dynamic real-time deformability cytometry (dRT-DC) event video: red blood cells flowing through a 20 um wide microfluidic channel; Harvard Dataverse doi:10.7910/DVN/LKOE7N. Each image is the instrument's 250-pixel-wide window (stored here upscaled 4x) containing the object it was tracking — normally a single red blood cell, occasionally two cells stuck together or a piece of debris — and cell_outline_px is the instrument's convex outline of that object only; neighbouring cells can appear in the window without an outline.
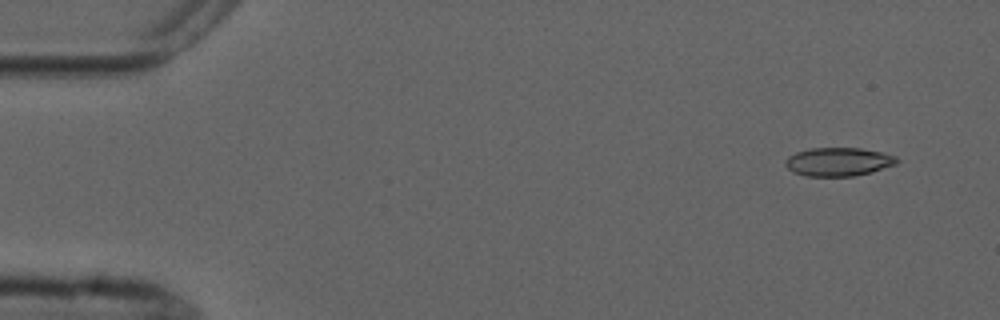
{"species": "common noctule bat (a hibernating species)", "species_latin": "Nyctalus noctula", "temperature_condition": "cold", "stored_images_in_passage": 5, "camera_frame_rate_fps": 3000, "um_per_image_px": 0.085, "animal": {"sex": "male", "forearm_length_mm": 52.5}, "frame": {"image": 1, "passage_image": 1, "time_ms": 0.0, "image_size_px": [1000, 320], "cell_outline_px": [[900, 160], [896, 164], [872, 172], [852, 176], [804, 176], [792, 172], [784, 164], [784, 160], [788, 156], [796, 152], [812, 148], [860, 148], [884, 152], [896, 156]], "centroid_in_image_um": [71.26, 13.75], "position_along_channel_um": 13.7, "area_um2": 18.73}}
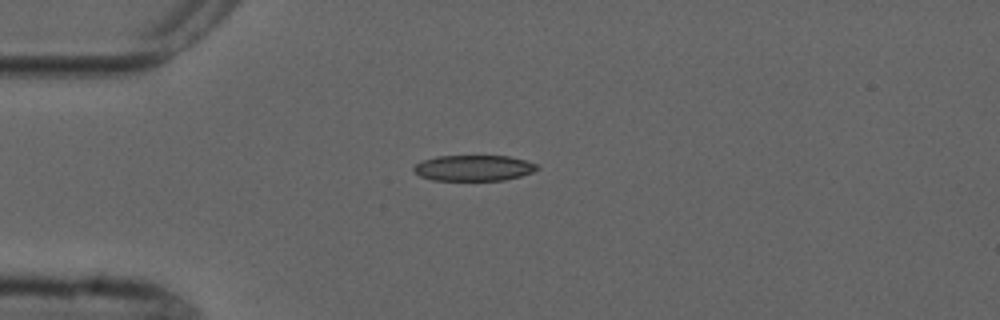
{"frame": {"image": 2, "passage_image": 4, "time_ms": 3.333, "image_size_px": [1000, 320], "cell_outline_px": [[540, 168], [532, 172], [520, 176], [504, 180], [432, 180], [420, 176], [412, 172], [412, 168], [416, 164], [424, 160], [436, 156], [508, 156], [524, 160], [536, 164]], "centroid_in_image_um": [40.23, 14.28], "position_along_channel_um": 44.8, "area_um2": 18.5}}
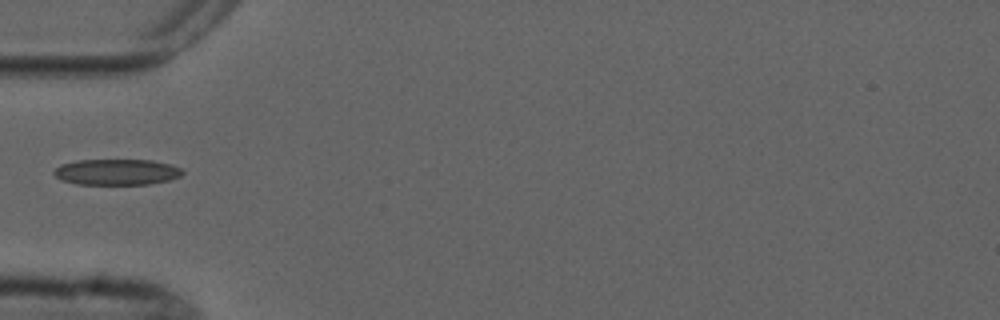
{"frame": {"image": 3, "passage_image": 5, "time_ms": 4.667, "image_size_px": [1000, 320], "cell_outline_px": [[184, 172], [180, 176], [168, 180], [148, 184], [76, 184], [64, 180], [56, 176], [52, 172], [60, 164], [76, 160], [152, 160], [172, 164], [180, 168]], "centroid_in_image_um": [9.92, 14.61], "position_along_channel_um": 75.1, "area_um2": 19.36}}